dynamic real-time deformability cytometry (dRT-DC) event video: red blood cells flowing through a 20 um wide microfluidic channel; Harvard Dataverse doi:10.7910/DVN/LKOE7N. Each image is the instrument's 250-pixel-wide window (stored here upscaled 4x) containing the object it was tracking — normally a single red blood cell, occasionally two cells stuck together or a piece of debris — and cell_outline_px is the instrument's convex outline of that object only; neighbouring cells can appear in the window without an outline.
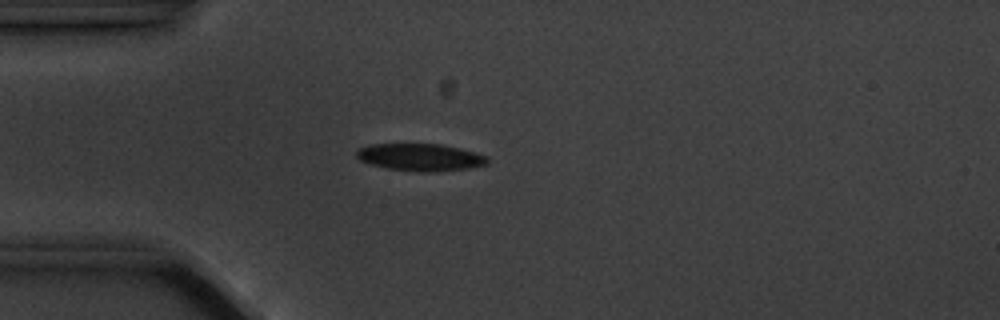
{"species": "common noctule bat (a hibernating species)", "species_latin": "Nyctalus noctula", "temperature_condition": "cold", "stored_images_in_passage": 6, "camera_frame_rate_fps": 3000, "um_per_image_px": 0.085, "animal": {"sex": "male", "body_mass_g": 20.1, "forearm_length_mm": 53.5}, "frame": {"image": 1, "passage_image": 5, "time_ms": 4.667, "image_size_px": [1000, 320], "cell_outline_px": [[488, 164], [468, 168], [436, 172], [420, 172], [388, 168], [372, 164], [360, 160], [356, 156], [356, 152], [360, 148], [372, 144], [440, 144], [460, 148], [488, 156]], "centroid_in_image_um": [35.76, 13.36], "position_along_channel_um": 49.2, "area_um2": 20.69}}